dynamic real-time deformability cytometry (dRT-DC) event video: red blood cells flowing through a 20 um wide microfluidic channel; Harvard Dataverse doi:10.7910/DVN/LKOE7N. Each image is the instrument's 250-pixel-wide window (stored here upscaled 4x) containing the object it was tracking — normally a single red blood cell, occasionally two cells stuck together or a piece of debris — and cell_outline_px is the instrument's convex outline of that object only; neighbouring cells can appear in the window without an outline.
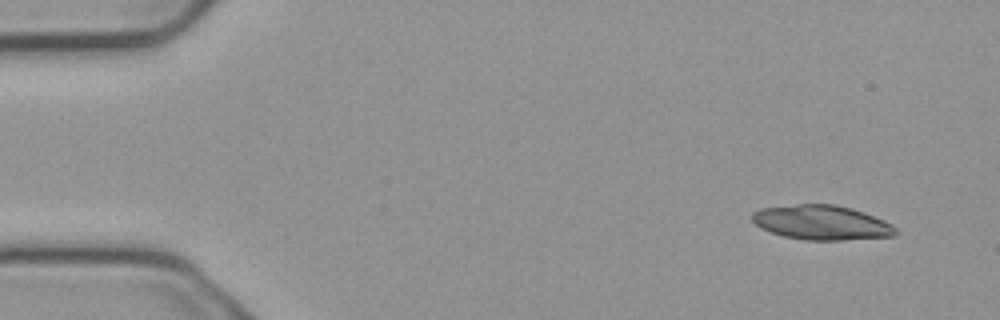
{"species": "common noctule bat (a hibernating species)", "species_latin": "Nyctalus noctula", "temperature_condition": "cold", "stored_images_in_passage": 5, "camera_frame_rate_fps": 3000, "um_per_image_px": 0.085, "animal": {"sex": "male", "body_mass_g": 23.1, "forearm_length_mm": 52.7}, "frame": {"image": 1, "passage_image": 1, "time_ms": 0.0, "image_size_px": [1000, 320], "cell_outline_px": [[896, 236], [840, 240], [804, 240], [784, 236], [760, 228], [752, 220], [752, 212], [760, 208], [800, 204], [836, 204], [852, 208], [864, 212], [884, 220], [892, 224], [896, 228]], "centroid_in_image_um": [69.85, 18.91], "position_along_channel_um": 15.2, "area_um2": 28.96}}